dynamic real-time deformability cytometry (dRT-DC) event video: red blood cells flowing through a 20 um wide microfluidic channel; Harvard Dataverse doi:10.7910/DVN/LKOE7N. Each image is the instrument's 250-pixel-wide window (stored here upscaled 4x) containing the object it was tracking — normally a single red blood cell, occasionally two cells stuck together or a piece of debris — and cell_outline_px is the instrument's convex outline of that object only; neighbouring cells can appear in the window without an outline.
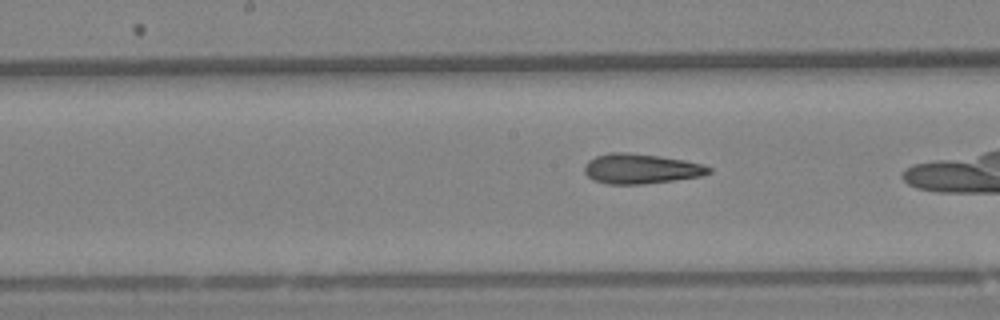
{"species": "Egyptian fruit bat (a non-hibernating species)", "species_latin": "Rousettus aegyptiacus", "temperature_condition": "warm", "stored_images_in_passage": 39, "camera_frame_rate_fps": 3000, "um_per_image_px": 0.085, "animal": {"sex": "female"}, "frame": {"image": 1, "passage_image": 23, "time_ms": 7.333, "image_size_px": [1000, 320], "cell_outline_px": [[712, 172], [700, 176], [644, 184], [608, 184], [592, 180], [584, 172], [584, 168], [588, 160], [596, 156], [608, 152], [628, 152], [660, 156], [684, 160], [700, 164], [712, 168]], "centroid_in_image_um": [54.43, 14.34], "position_along_channel_um": 193.8, "area_um2": 21.68}}
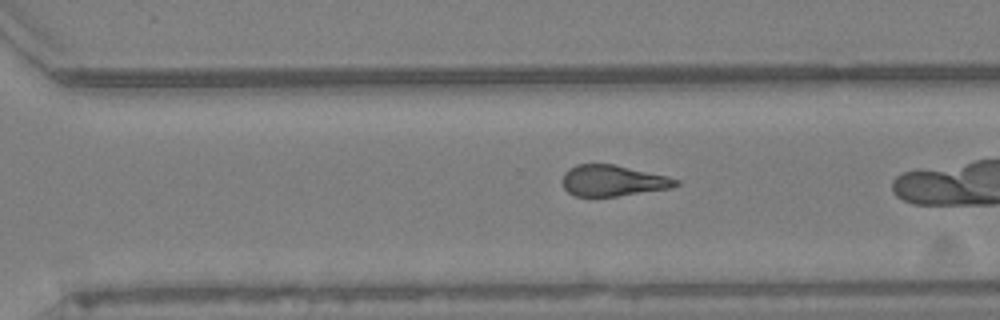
{"frame": {"image": 2, "passage_image": 34, "time_ms": 11.0, "image_size_px": [1000, 320], "cell_outline_px": [[680, 184], [672, 188], [616, 196], [576, 196], [568, 192], [564, 188], [564, 172], [568, 168], [576, 164], [612, 164], [664, 176], [680, 180]], "centroid_in_image_um": [52.08, 15.36], "position_along_channel_um": 318.5, "area_um2": 20.17}}